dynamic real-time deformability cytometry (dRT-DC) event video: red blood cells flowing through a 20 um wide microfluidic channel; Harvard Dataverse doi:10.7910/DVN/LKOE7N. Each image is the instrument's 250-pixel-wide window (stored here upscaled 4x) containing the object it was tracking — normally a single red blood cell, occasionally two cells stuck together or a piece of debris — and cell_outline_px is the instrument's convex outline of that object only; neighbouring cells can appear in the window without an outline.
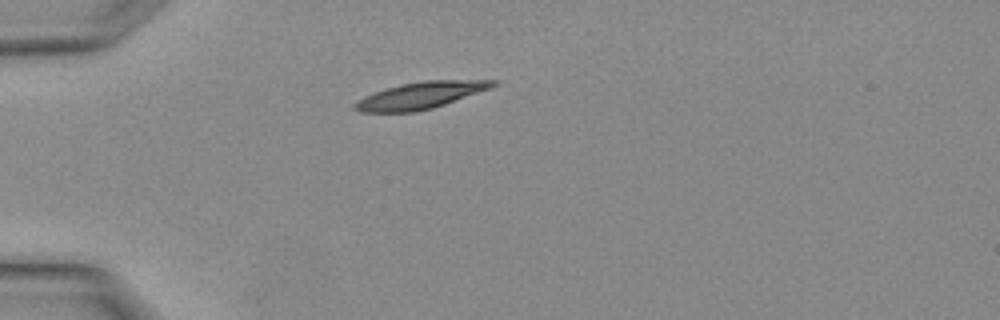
{"species": "Egyptian fruit bat (a non-hibernating species)", "species_latin": "Rousettus aegyptiacus", "temperature_condition": "warm", "stored_images_in_passage": 1, "camera_frame_rate_fps": 3000, "um_per_image_px": 0.085, "animal": {"sex": "female"}, "frame": {"image": 1, "passage_image": 1, "time_ms": 0.0, "image_size_px": [1000, 320], "cell_outline_px": [[496, 84], [488, 88], [444, 104], [432, 108], [416, 112], [360, 112], [352, 108], [364, 96], [388, 88], [404, 84], [424, 80], [496, 80]], "centroid_in_image_um": [35.71, 8.12], "position_along_channel_um": 49.3, "area_um2": 20.87}}